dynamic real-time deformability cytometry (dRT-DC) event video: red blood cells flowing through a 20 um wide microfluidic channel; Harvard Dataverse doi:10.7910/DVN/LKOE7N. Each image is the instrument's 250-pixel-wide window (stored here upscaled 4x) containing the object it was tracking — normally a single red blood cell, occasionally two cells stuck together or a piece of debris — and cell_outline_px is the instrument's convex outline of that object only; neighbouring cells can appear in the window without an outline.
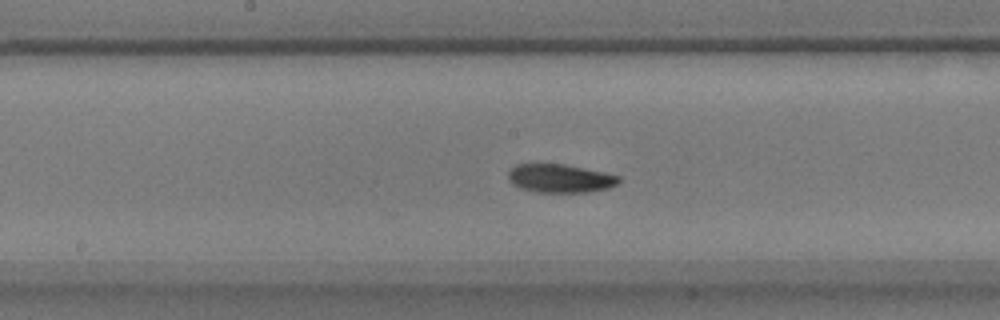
{"species": "common noctule bat (a hibernating species)", "species_latin": "Nyctalus noctula", "temperature_condition": "warm", "stored_images_in_passage": 38, "camera_frame_rate_fps": 3000, "um_per_image_px": 0.085, "animal": {"sex": "male", "body_mass_g": 17.9}, "frame": {"image": 1, "passage_image": 13, "time_ms": 4.0, "image_size_px": [1000, 320], "cell_outline_px": [[620, 180], [616, 184], [608, 188], [584, 192], [536, 192], [520, 188], [512, 184], [508, 180], [508, 172], [516, 164], [564, 164], [604, 172], [620, 176]], "centroid_in_image_um": [47.58, 15.16], "position_along_channel_um": 200.6, "area_um2": 18.26}}
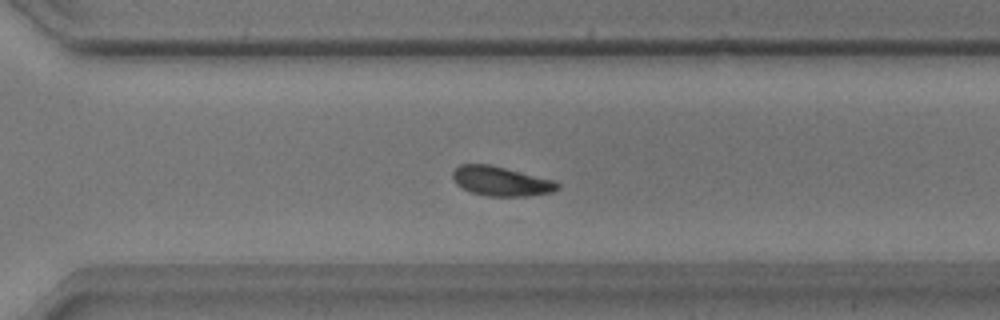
{"frame": {"image": 2, "passage_image": 23, "time_ms": 7.333, "image_size_px": [1000, 320], "cell_outline_px": [[560, 188], [552, 192], [528, 196], [488, 196], [472, 192], [456, 184], [452, 180], [452, 172], [460, 164], [488, 164], [556, 180], [560, 184]], "centroid_in_image_um": [42.61, 15.4], "position_along_channel_um": 328.0, "area_um2": 18.03}}
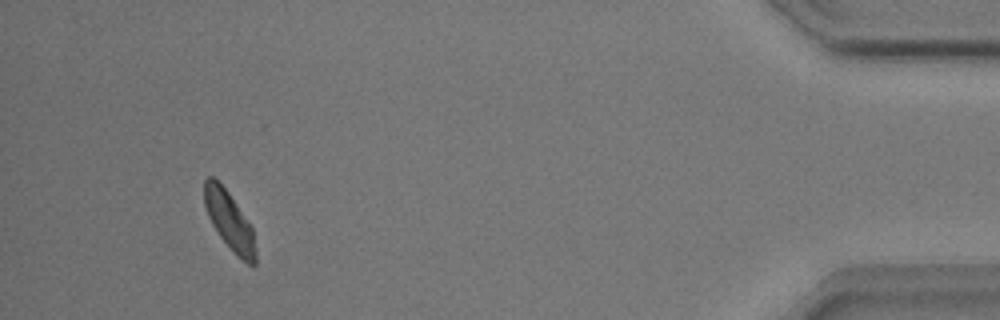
{"frame": {"image": 3, "passage_image": 35, "time_ms": 11.333, "image_size_px": [1000, 320], "cell_outline_px": [[256, 264], [252, 268], [236, 256], [220, 236], [212, 224], [208, 216], [204, 204], [204, 180], [208, 176], [212, 176], [228, 192], [252, 228], [256, 252]], "centroid_in_image_um": [19.5, 18.82], "position_along_channel_um": 415.7, "area_um2": 17.28}, "authors_computed_cell_mechanics": {"area_um2": 17.9758, "velocity_mm_per_s": 3.8243, "shape_relaxation_time_tau1_ms": 2.1617, "shape_relaxation_time_tau2_ms": 4.6295, "deformation_change_tau1": 0.086, "deformation_change_tau2": 0.0896}}